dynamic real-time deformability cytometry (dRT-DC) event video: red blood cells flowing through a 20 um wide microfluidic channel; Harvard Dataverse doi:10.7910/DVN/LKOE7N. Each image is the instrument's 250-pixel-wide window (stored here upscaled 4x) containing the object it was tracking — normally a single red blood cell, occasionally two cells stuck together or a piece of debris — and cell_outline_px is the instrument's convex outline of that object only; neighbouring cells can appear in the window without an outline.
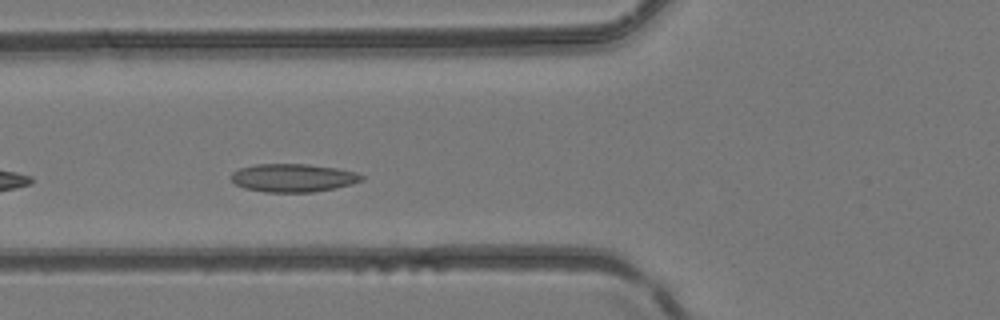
{"species": "common noctule bat (a hibernating species)", "species_latin": "Nyctalus noctula", "temperature_condition": "room temperature", "stored_images_in_passage": 7, "camera_frame_rate_fps": 3000, "um_per_image_px": 0.085, "animal": {"sex": "female", "body_mass_g": 24.6, "forearm_length_mm": 56.2}, "frame": {"image": 1, "passage_image": 7, "time_ms": 2.0, "image_size_px": [1000, 320], "cell_outline_px": [[364, 180], [352, 184], [336, 188], [312, 192], [264, 192], [244, 188], [236, 184], [232, 180], [232, 172], [240, 168], [256, 164], [308, 164], [336, 168], [356, 172], [364, 176]], "centroid_in_image_um": [24.94, 15.12], "position_along_channel_um": 100.9, "area_um2": 21.44}}